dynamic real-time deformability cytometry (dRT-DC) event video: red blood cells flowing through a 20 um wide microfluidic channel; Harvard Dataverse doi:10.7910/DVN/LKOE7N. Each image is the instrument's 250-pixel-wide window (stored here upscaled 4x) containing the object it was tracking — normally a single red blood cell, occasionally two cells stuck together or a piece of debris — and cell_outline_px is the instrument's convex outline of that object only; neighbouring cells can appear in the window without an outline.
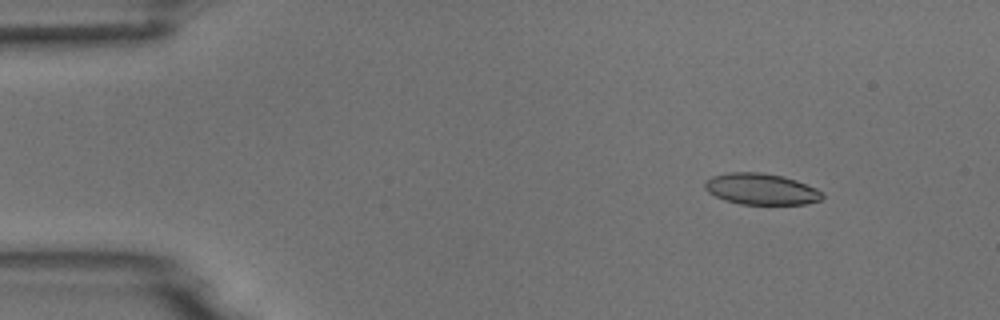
{"species": "common noctule bat (a hibernating species)", "species_latin": "Nyctalus noctula", "temperature_condition": "room temperature", "stored_images_in_passage": 8, "camera_frame_rate_fps": 3000, "um_per_image_px": 0.085, "animal": {"sex": "male", "body_mass_g": 18.8}, "frame": {"image": 1, "passage_image": 2, "time_ms": 1.0, "image_size_px": [1000, 320], "cell_outline_px": [[824, 196], [820, 200], [808, 204], [740, 204], [724, 200], [708, 192], [704, 188], [704, 184], [712, 176], [728, 172], [760, 172], [780, 176], [796, 180], [816, 188]], "centroid_in_image_um": [64.68, 16.07], "position_along_channel_um": 20.3, "area_um2": 21.27}}
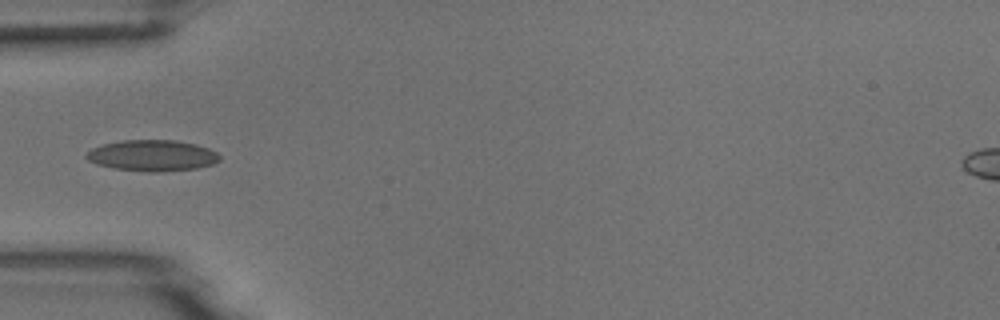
{"frame": {"image": 2, "passage_image": 5, "time_ms": 4.667, "image_size_px": [1000, 320], "cell_outline_px": [[220, 160], [212, 164], [196, 168], [160, 172], [148, 172], [112, 168], [96, 164], [88, 160], [84, 156], [92, 148], [104, 144], [124, 140], [176, 140], [196, 144], [208, 148], [216, 152], [220, 156]], "centroid_in_image_um": [12.94, 13.22], "position_along_channel_um": 72.1, "area_um2": 24.16}}